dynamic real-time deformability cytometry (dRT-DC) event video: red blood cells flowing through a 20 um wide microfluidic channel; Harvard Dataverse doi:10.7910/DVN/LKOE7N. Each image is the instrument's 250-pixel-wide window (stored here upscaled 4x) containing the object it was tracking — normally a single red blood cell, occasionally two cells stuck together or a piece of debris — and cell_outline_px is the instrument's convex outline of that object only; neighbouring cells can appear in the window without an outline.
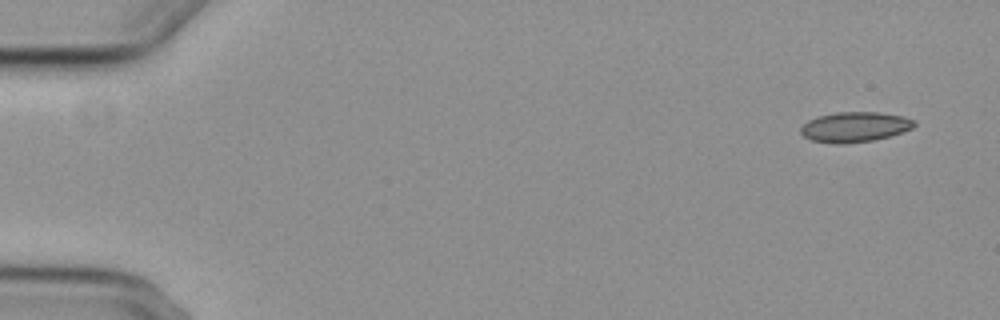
{"species": "common noctule bat (a hibernating species)", "species_latin": "Nyctalus noctula", "temperature_condition": "cold", "stored_images_in_passage": 7, "segment_of_instrument_passage": [2, 2], "camera_frame_rate_fps": 3000, "um_per_image_px": 0.085, "animal": {"sex": "female", "body_mass_g": 29.2, "forearm_length_mm": 56.3}, "frame": {"image": 1, "passage_image": 7, "time_ms": 11.0, "image_size_px": [1000, 320], "cell_outline_px": [[916, 124], [912, 128], [888, 136], [872, 140], [840, 144], [836, 144], [812, 140], [804, 136], [800, 132], [800, 128], [808, 120], [820, 116], [836, 112], [880, 112], [904, 116], [916, 120]], "centroid_in_image_um": [72.66, 10.78], "position_along_channel_um": 12.3, "area_um2": 19.77}}